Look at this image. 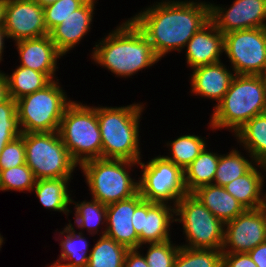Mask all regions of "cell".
Here are the masks:
<instances>
[{
	"instance_id": "6da1fadb",
	"label": "cell",
	"mask_w": 266,
	"mask_h": 267,
	"mask_svg": "<svg viewBox=\"0 0 266 267\" xmlns=\"http://www.w3.org/2000/svg\"><path fill=\"white\" fill-rule=\"evenodd\" d=\"M163 59L181 53L191 37L210 21L209 1L157 0L130 17Z\"/></svg>"
},
{
	"instance_id": "7a4b0ae2",
	"label": "cell",
	"mask_w": 266,
	"mask_h": 267,
	"mask_svg": "<svg viewBox=\"0 0 266 267\" xmlns=\"http://www.w3.org/2000/svg\"><path fill=\"white\" fill-rule=\"evenodd\" d=\"M104 34L91 48L90 59L94 61L92 64L108 70L115 77L132 78L161 61L144 33L130 18Z\"/></svg>"
},
{
	"instance_id": "3957f363",
	"label": "cell",
	"mask_w": 266,
	"mask_h": 267,
	"mask_svg": "<svg viewBox=\"0 0 266 267\" xmlns=\"http://www.w3.org/2000/svg\"><path fill=\"white\" fill-rule=\"evenodd\" d=\"M146 103L126 106H96L102 138V158L139 162L143 159L140 147V122Z\"/></svg>"
},
{
	"instance_id": "277c9868",
	"label": "cell",
	"mask_w": 266,
	"mask_h": 267,
	"mask_svg": "<svg viewBox=\"0 0 266 267\" xmlns=\"http://www.w3.org/2000/svg\"><path fill=\"white\" fill-rule=\"evenodd\" d=\"M265 95V75L235 74L222 101L213 109L208 130L224 129L234 134L254 116L265 113Z\"/></svg>"
},
{
	"instance_id": "5b68a950",
	"label": "cell",
	"mask_w": 266,
	"mask_h": 267,
	"mask_svg": "<svg viewBox=\"0 0 266 267\" xmlns=\"http://www.w3.org/2000/svg\"><path fill=\"white\" fill-rule=\"evenodd\" d=\"M134 167L138 168V162L98 158L82 163L78 169L85 177L90 197L109 205L129 199L139 192V175Z\"/></svg>"
},
{
	"instance_id": "8992f818",
	"label": "cell",
	"mask_w": 266,
	"mask_h": 267,
	"mask_svg": "<svg viewBox=\"0 0 266 267\" xmlns=\"http://www.w3.org/2000/svg\"><path fill=\"white\" fill-rule=\"evenodd\" d=\"M58 133L79 166L88 160L102 158V138L95 105L73 100L64 111Z\"/></svg>"
},
{
	"instance_id": "52a82bcc",
	"label": "cell",
	"mask_w": 266,
	"mask_h": 267,
	"mask_svg": "<svg viewBox=\"0 0 266 267\" xmlns=\"http://www.w3.org/2000/svg\"><path fill=\"white\" fill-rule=\"evenodd\" d=\"M59 80H52L43 89L16 100L22 133L58 131L64 111L73 101Z\"/></svg>"
},
{
	"instance_id": "ba28073f",
	"label": "cell",
	"mask_w": 266,
	"mask_h": 267,
	"mask_svg": "<svg viewBox=\"0 0 266 267\" xmlns=\"http://www.w3.org/2000/svg\"><path fill=\"white\" fill-rule=\"evenodd\" d=\"M26 165L36 179L72 178L79 165L71 158L58 131L23 133Z\"/></svg>"
},
{
	"instance_id": "9c48e42d",
	"label": "cell",
	"mask_w": 266,
	"mask_h": 267,
	"mask_svg": "<svg viewBox=\"0 0 266 267\" xmlns=\"http://www.w3.org/2000/svg\"><path fill=\"white\" fill-rule=\"evenodd\" d=\"M175 222L181 223L184 241L192 249L222 250L225 224L214 216L192 193L175 206Z\"/></svg>"
},
{
	"instance_id": "30bf717a",
	"label": "cell",
	"mask_w": 266,
	"mask_h": 267,
	"mask_svg": "<svg viewBox=\"0 0 266 267\" xmlns=\"http://www.w3.org/2000/svg\"><path fill=\"white\" fill-rule=\"evenodd\" d=\"M142 160L138 162L141 169V176H138L141 197L153 203H166L175 207L176 203L188 194L184 183V170L160 154L146 162Z\"/></svg>"
},
{
	"instance_id": "8fae6325",
	"label": "cell",
	"mask_w": 266,
	"mask_h": 267,
	"mask_svg": "<svg viewBox=\"0 0 266 267\" xmlns=\"http://www.w3.org/2000/svg\"><path fill=\"white\" fill-rule=\"evenodd\" d=\"M224 56L235 74L266 76V27L224 34Z\"/></svg>"
},
{
	"instance_id": "7c38bea8",
	"label": "cell",
	"mask_w": 266,
	"mask_h": 267,
	"mask_svg": "<svg viewBox=\"0 0 266 267\" xmlns=\"http://www.w3.org/2000/svg\"><path fill=\"white\" fill-rule=\"evenodd\" d=\"M266 241V209H246L225 223L222 253H248Z\"/></svg>"
},
{
	"instance_id": "4fadbf2b",
	"label": "cell",
	"mask_w": 266,
	"mask_h": 267,
	"mask_svg": "<svg viewBox=\"0 0 266 267\" xmlns=\"http://www.w3.org/2000/svg\"><path fill=\"white\" fill-rule=\"evenodd\" d=\"M209 8L210 21L223 34L266 27V0H233L228 7L209 1Z\"/></svg>"
},
{
	"instance_id": "5bb4252c",
	"label": "cell",
	"mask_w": 266,
	"mask_h": 267,
	"mask_svg": "<svg viewBox=\"0 0 266 267\" xmlns=\"http://www.w3.org/2000/svg\"><path fill=\"white\" fill-rule=\"evenodd\" d=\"M173 223L175 224V207L166 203L143 200L132 216L133 227L139 236V246L170 240Z\"/></svg>"
},
{
	"instance_id": "9a60e30c",
	"label": "cell",
	"mask_w": 266,
	"mask_h": 267,
	"mask_svg": "<svg viewBox=\"0 0 266 267\" xmlns=\"http://www.w3.org/2000/svg\"><path fill=\"white\" fill-rule=\"evenodd\" d=\"M4 29L14 43L49 34L44 9L35 0H7Z\"/></svg>"
},
{
	"instance_id": "2e32d148",
	"label": "cell",
	"mask_w": 266,
	"mask_h": 267,
	"mask_svg": "<svg viewBox=\"0 0 266 267\" xmlns=\"http://www.w3.org/2000/svg\"><path fill=\"white\" fill-rule=\"evenodd\" d=\"M97 1L87 0L49 33L51 40L64 57L66 54H70L76 46L78 47L91 31L96 13L95 4L99 3Z\"/></svg>"
},
{
	"instance_id": "e0dca14e",
	"label": "cell",
	"mask_w": 266,
	"mask_h": 267,
	"mask_svg": "<svg viewBox=\"0 0 266 267\" xmlns=\"http://www.w3.org/2000/svg\"><path fill=\"white\" fill-rule=\"evenodd\" d=\"M228 67V68H227ZM191 96L215 101L213 109L222 101L235 75L223 61L196 67L190 71Z\"/></svg>"
},
{
	"instance_id": "ac0fdd59",
	"label": "cell",
	"mask_w": 266,
	"mask_h": 267,
	"mask_svg": "<svg viewBox=\"0 0 266 267\" xmlns=\"http://www.w3.org/2000/svg\"><path fill=\"white\" fill-rule=\"evenodd\" d=\"M14 46L17 49L21 67L45 73L51 80L58 78L56 76L60 64L58 60L62 59L63 55L58 51L49 34L15 42Z\"/></svg>"
},
{
	"instance_id": "d6986e66",
	"label": "cell",
	"mask_w": 266,
	"mask_h": 267,
	"mask_svg": "<svg viewBox=\"0 0 266 267\" xmlns=\"http://www.w3.org/2000/svg\"><path fill=\"white\" fill-rule=\"evenodd\" d=\"M183 51L187 68L191 70L218 63L224 54V34L209 21L191 37Z\"/></svg>"
},
{
	"instance_id": "ffe728a7",
	"label": "cell",
	"mask_w": 266,
	"mask_h": 267,
	"mask_svg": "<svg viewBox=\"0 0 266 267\" xmlns=\"http://www.w3.org/2000/svg\"><path fill=\"white\" fill-rule=\"evenodd\" d=\"M143 200L138 192L129 199L107 205L105 235L128 249H138L139 236L133 227L132 216Z\"/></svg>"
},
{
	"instance_id": "44dd1931",
	"label": "cell",
	"mask_w": 266,
	"mask_h": 267,
	"mask_svg": "<svg viewBox=\"0 0 266 267\" xmlns=\"http://www.w3.org/2000/svg\"><path fill=\"white\" fill-rule=\"evenodd\" d=\"M265 177L266 168L255 164L245 175L225 185L224 189L245 209H258L265 204Z\"/></svg>"
},
{
	"instance_id": "7402d4cb",
	"label": "cell",
	"mask_w": 266,
	"mask_h": 267,
	"mask_svg": "<svg viewBox=\"0 0 266 267\" xmlns=\"http://www.w3.org/2000/svg\"><path fill=\"white\" fill-rule=\"evenodd\" d=\"M192 194L224 224L233 220L246 209L224 187L214 184L201 186Z\"/></svg>"
},
{
	"instance_id": "603a6c76",
	"label": "cell",
	"mask_w": 266,
	"mask_h": 267,
	"mask_svg": "<svg viewBox=\"0 0 266 267\" xmlns=\"http://www.w3.org/2000/svg\"><path fill=\"white\" fill-rule=\"evenodd\" d=\"M73 178L38 179L31 192L35 194L45 209L62 212L68 216L71 212V191L69 188Z\"/></svg>"
},
{
	"instance_id": "cb8c5ba5",
	"label": "cell",
	"mask_w": 266,
	"mask_h": 267,
	"mask_svg": "<svg viewBox=\"0 0 266 267\" xmlns=\"http://www.w3.org/2000/svg\"><path fill=\"white\" fill-rule=\"evenodd\" d=\"M73 197L75 196L71 195V206L74 209L70 210V214H74V223L72 224V220L68 219L69 225L73 228L76 227L80 233H85L86 231L87 235L91 237L94 235L104 236L106 234L107 205L92 198L88 201L86 199L74 201Z\"/></svg>"
},
{
	"instance_id": "d4e9b609",
	"label": "cell",
	"mask_w": 266,
	"mask_h": 267,
	"mask_svg": "<svg viewBox=\"0 0 266 267\" xmlns=\"http://www.w3.org/2000/svg\"><path fill=\"white\" fill-rule=\"evenodd\" d=\"M55 232L54 235H58V238L55 237V241L59 242L61 250L57 260L68 267H87L91 252L88 237L84 233L77 232V229L70 226L69 223L65 224L60 231L57 228Z\"/></svg>"
},
{
	"instance_id": "484cf974",
	"label": "cell",
	"mask_w": 266,
	"mask_h": 267,
	"mask_svg": "<svg viewBox=\"0 0 266 267\" xmlns=\"http://www.w3.org/2000/svg\"><path fill=\"white\" fill-rule=\"evenodd\" d=\"M232 136L240 149L242 147L256 164L266 168V113L254 116Z\"/></svg>"
},
{
	"instance_id": "4316f807",
	"label": "cell",
	"mask_w": 266,
	"mask_h": 267,
	"mask_svg": "<svg viewBox=\"0 0 266 267\" xmlns=\"http://www.w3.org/2000/svg\"><path fill=\"white\" fill-rule=\"evenodd\" d=\"M208 148V149H207ZM220 153L206 146L198 157L184 170V183L188 193L214 182Z\"/></svg>"
},
{
	"instance_id": "83f0119b",
	"label": "cell",
	"mask_w": 266,
	"mask_h": 267,
	"mask_svg": "<svg viewBox=\"0 0 266 267\" xmlns=\"http://www.w3.org/2000/svg\"><path fill=\"white\" fill-rule=\"evenodd\" d=\"M208 140L201 135L186 133L174 140L166 141L163 147L168 148L167 154L162 155L167 160L185 170L198 155L208 146Z\"/></svg>"
},
{
	"instance_id": "f1b7e54d",
	"label": "cell",
	"mask_w": 266,
	"mask_h": 267,
	"mask_svg": "<svg viewBox=\"0 0 266 267\" xmlns=\"http://www.w3.org/2000/svg\"><path fill=\"white\" fill-rule=\"evenodd\" d=\"M232 146L227 153H220L219 163L214 177V185L224 187L240 176L245 175L256 163L254 158L247 152L238 150V146Z\"/></svg>"
},
{
	"instance_id": "f546056e",
	"label": "cell",
	"mask_w": 266,
	"mask_h": 267,
	"mask_svg": "<svg viewBox=\"0 0 266 267\" xmlns=\"http://www.w3.org/2000/svg\"><path fill=\"white\" fill-rule=\"evenodd\" d=\"M15 67V69H12L11 75L8 72H4L10 97L15 101L23 96L43 89L52 81L45 73L21 67L20 65Z\"/></svg>"
},
{
	"instance_id": "4dcf8cb0",
	"label": "cell",
	"mask_w": 266,
	"mask_h": 267,
	"mask_svg": "<svg viewBox=\"0 0 266 267\" xmlns=\"http://www.w3.org/2000/svg\"><path fill=\"white\" fill-rule=\"evenodd\" d=\"M128 250L106 235L99 236L91 248L87 267H124Z\"/></svg>"
},
{
	"instance_id": "1f68e13d",
	"label": "cell",
	"mask_w": 266,
	"mask_h": 267,
	"mask_svg": "<svg viewBox=\"0 0 266 267\" xmlns=\"http://www.w3.org/2000/svg\"><path fill=\"white\" fill-rule=\"evenodd\" d=\"M222 250L180 246L173 267H222Z\"/></svg>"
},
{
	"instance_id": "d6a6232c",
	"label": "cell",
	"mask_w": 266,
	"mask_h": 267,
	"mask_svg": "<svg viewBox=\"0 0 266 267\" xmlns=\"http://www.w3.org/2000/svg\"><path fill=\"white\" fill-rule=\"evenodd\" d=\"M33 171L26 165L0 171V191L31 193L36 184Z\"/></svg>"
},
{
	"instance_id": "836d02e7",
	"label": "cell",
	"mask_w": 266,
	"mask_h": 267,
	"mask_svg": "<svg viewBox=\"0 0 266 267\" xmlns=\"http://www.w3.org/2000/svg\"><path fill=\"white\" fill-rule=\"evenodd\" d=\"M145 248L147 249H144ZM180 245L173 239L160 243L140 245L138 250L143 254L148 267H173ZM146 250V254L142 250Z\"/></svg>"
},
{
	"instance_id": "e575fe53",
	"label": "cell",
	"mask_w": 266,
	"mask_h": 267,
	"mask_svg": "<svg viewBox=\"0 0 266 267\" xmlns=\"http://www.w3.org/2000/svg\"><path fill=\"white\" fill-rule=\"evenodd\" d=\"M87 0H58L51 5L43 7L44 23L50 33L60 25L71 13L79 9Z\"/></svg>"
},
{
	"instance_id": "d590c367",
	"label": "cell",
	"mask_w": 266,
	"mask_h": 267,
	"mask_svg": "<svg viewBox=\"0 0 266 267\" xmlns=\"http://www.w3.org/2000/svg\"><path fill=\"white\" fill-rule=\"evenodd\" d=\"M21 134L17 102L10 97L7 101L0 103V139H14Z\"/></svg>"
},
{
	"instance_id": "8d00e7d4",
	"label": "cell",
	"mask_w": 266,
	"mask_h": 267,
	"mask_svg": "<svg viewBox=\"0 0 266 267\" xmlns=\"http://www.w3.org/2000/svg\"><path fill=\"white\" fill-rule=\"evenodd\" d=\"M26 164L23 133L10 141L0 155V171Z\"/></svg>"
},
{
	"instance_id": "74e56055",
	"label": "cell",
	"mask_w": 266,
	"mask_h": 267,
	"mask_svg": "<svg viewBox=\"0 0 266 267\" xmlns=\"http://www.w3.org/2000/svg\"><path fill=\"white\" fill-rule=\"evenodd\" d=\"M222 267H258L246 252L223 253Z\"/></svg>"
},
{
	"instance_id": "f35d334b",
	"label": "cell",
	"mask_w": 266,
	"mask_h": 267,
	"mask_svg": "<svg viewBox=\"0 0 266 267\" xmlns=\"http://www.w3.org/2000/svg\"><path fill=\"white\" fill-rule=\"evenodd\" d=\"M124 267H148V264L138 249H129L124 259Z\"/></svg>"
},
{
	"instance_id": "ab89813d",
	"label": "cell",
	"mask_w": 266,
	"mask_h": 267,
	"mask_svg": "<svg viewBox=\"0 0 266 267\" xmlns=\"http://www.w3.org/2000/svg\"><path fill=\"white\" fill-rule=\"evenodd\" d=\"M248 254L258 267H266V241L260 243L249 251Z\"/></svg>"
},
{
	"instance_id": "60d3db41",
	"label": "cell",
	"mask_w": 266,
	"mask_h": 267,
	"mask_svg": "<svg viewBox=\"0 0 266 267\" xmlns=\"http://www.w3.org/2000/svg\"><path fill=\"white\" fill-rule=\"evenodd\" d=\"M0 69V103L7 101L10 98L7 79L4 71Z\"/></svg>"
},
{
	"instance_id": "b9f144b4",
	"label": "cell",
	"mask_w": 266,
	"mask_h": 267,
	"mask_svg": "<svg viewBox=\"0 0 266 267\" xmlns=\"http://www.w3.org/2000/svg\"><path fill=\"white\" fill-rule=\"evenodd\" d=\"M8 35L7 32L4 29V26H0V63L4 60V49L5 47V41H8Z\"/></svg>"
},
{
	"instance_id": "7bdbcfd3",
	"label": "cell",
	"mask_w": 266,
	"mask_h": 267,
	"mask_svg": "<svg viewBox=\"0 0 266 267\" xmlns=\"http://www.w3.org/2000/svg\"><path fill=\"white\" fill-rule=\"evenodd\" d=\"M7 0H0V26L5 24Z\"/></svg>"
},
{
	"instance_id": "ee69618b",
	"label": "cell",
	"mask_w": 266,
	"mask_h": 267,
	"mask_svg": "<svg viewBox=\"0 0 266 267\" xmlns=\"http://www.w3.org/2000/svg\"><path fill=\"white\" fill-rule=\"evenodd\" d=\"M35 1L38 2L42 7H46L48 5L53 4L54 2L58 0H35Z\"/></svg>"
},
{
	"instance_id": "f6af8a7d",
	"label": "cell",
	"mask_w": 266,
	"mask_h": 267,
	"mask_svg": "<svg viewBox=\"0 0 266 267\" xmlns=\"http://www.w3.org/2000/svg\"><path fill=\"white\" fill-rule=\"evenodd\" d=\"M13 139H0V155L3 151V148Z\"/></svg>"
},
{
	"instance_id": "bcb514c9",
	"label": "cell",
	"mask_w": 266,
	"mask_h": 267,
	"mask_svg": "<svg viewBox=\"0 0 266 267\" xmlns=\"http://www.w3.org/2000/svg\"><path fill=\"white\" fill-rule=\"evenodd\" d=\"M47 267H68L67 265H65L63 262L55 260L53 263H51V265L47 266Z\"/></svg>"
},
{
	"instance_id": "7dc6e473",
	"label": "cell",
	"mask_w": 266,
	"mask_h": 267,
	"mask_svg": "<svg viewBox=\"0 0 266 267\" xmlns=\"http://www.w3.org/2000/svg\"><path fill=\"white\" fill-rule=\"evenodd\" d=\"M4 241H5V238H3V236L0 233V251H1L3 243H5Z\"/></svg>"
},
{
	"instance_id": "c3c4849f",
	"label": "cell",
	"mask_w": 266,
	"mask_h": 267,
	"mask_svg": "<svg viewBox=\"0 0 266 267\" xmlns=\"http://www.w3.org/2000/svg\"><path fill=\"white\" fill-rule=\"evenodd\" d=\"M265 113H266V95H265Z\"/></svg>"
}]
</instances>
